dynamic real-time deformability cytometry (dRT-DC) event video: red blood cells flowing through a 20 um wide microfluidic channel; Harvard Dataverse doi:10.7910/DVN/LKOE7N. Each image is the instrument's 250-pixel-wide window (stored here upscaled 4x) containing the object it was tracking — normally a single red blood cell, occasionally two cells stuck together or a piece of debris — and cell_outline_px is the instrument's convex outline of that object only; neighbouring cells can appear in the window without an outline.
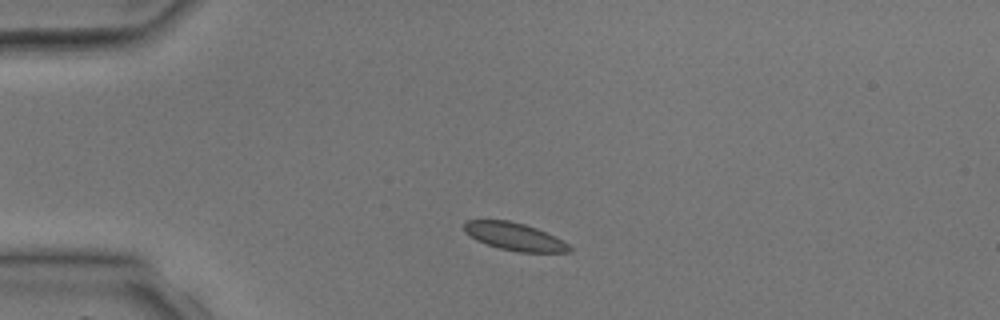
{"species": "common noctule bat (a hibernating species)", "species_latin": "Nyctalus noctula", "temperature_condition": "room temperature", "stored_images_in_passage": 2, "camera_frame_rate_fps": 3000, "um_per_image_px": 0.085, "animal": {"sex": "male", "body_mass_g": 17.9, "forearm_length_mm": 54.2}, "frame": {"image": 1, "passage_image": 1, "time_ms": 0.0, "image_size_px": [1000, 320], "cell_outline_px": [[572, 252], [520, 252], [500, 248], [476, 240], [464, 232], [464, 220], [508, 220], [524, 224], [536, 228], [556, 236], [568, 244], [572, 248]], "centroid_in_image_um": [43.74, 20.1], "position_along_channel_um": 41.3, "area_um2": 16.94}}